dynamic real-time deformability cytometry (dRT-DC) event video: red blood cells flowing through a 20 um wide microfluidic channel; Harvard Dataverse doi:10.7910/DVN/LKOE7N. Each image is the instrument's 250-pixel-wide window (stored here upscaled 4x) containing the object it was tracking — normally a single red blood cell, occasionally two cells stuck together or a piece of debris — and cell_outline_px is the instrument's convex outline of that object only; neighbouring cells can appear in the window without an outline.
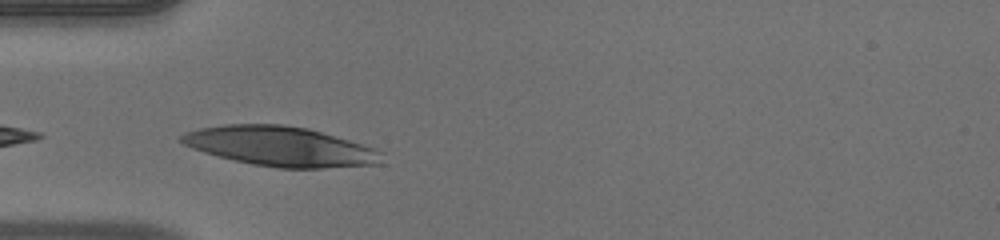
{"species": "human", "species_latin": "Homo sapiens", "temperature_condition": "warm", "stored_images_in_passage": 13, "camera_frame_rate_fps": 3000, "um_per_image_px": 0.085, "donor": {"sex": "male"}, "frame": {"image": 1, "passage_image": 1, "time_ms": 0.0, "image_size_px": [1000, 240], "cell_outline_px": [[380, 164], [324, 168], [276, 168], [252, 164], [204, 152], [192, 148], [176, 140], [180, 136], [188, 132], [200, 128], [224, 124], [280, 124], [308, 128], [348, 140], [372, 148], [380, 152]], "centroid_in_image_um": [23.78, 12.44], "position_along_channel_um": 61.2, "area_um2": 45.78}}
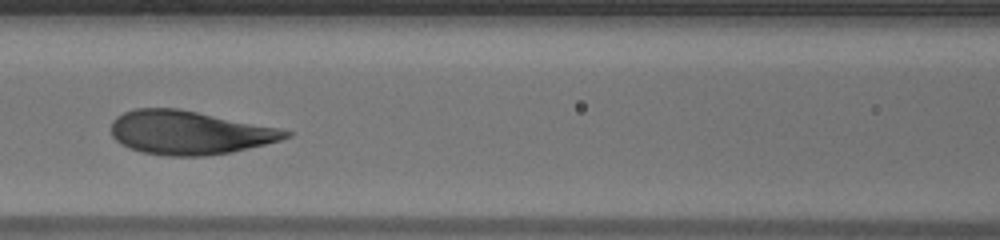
{"frame": {"image": 2, "passage_image": 8, "time_ms": 2.333, "image_size_px": [1000, 240], "cell_outline_px": [[296, 132], [292, 136], [280, 140], [232, 152], [208, 156], [168, 156], [144, 152], [128, 148], [120, 144], [112, 136], [112, 120], [116, 116], [124, 112], [136, 108], [180, 108], [280, 128]], "centroid_in_image_um": [16.1, 11.27], "position_along_channel_um": 150.5, "area_um2": 44.68}}
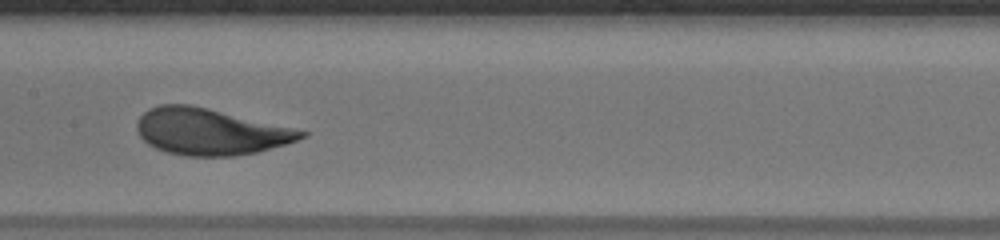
{"frame": {"image": 3, "passage_image": 11, "time_ms": 3.333, "image_size_px": [1000, 240], "cell_outline_px": [[308, 136], [284, 144], [256, 152], [236, 156], [184, 156], [168, 152], [156, 148], [148, 144], [140, 136], [136, 128], [136, 124], [140, 116], [148, 108], [160, 104], [192, 104], [292, 128], [308, 132]], "centroid_in_image_um": [17.82, 11.18], "position_along_channel_um": 189.6, "area_um2": 44.22}}